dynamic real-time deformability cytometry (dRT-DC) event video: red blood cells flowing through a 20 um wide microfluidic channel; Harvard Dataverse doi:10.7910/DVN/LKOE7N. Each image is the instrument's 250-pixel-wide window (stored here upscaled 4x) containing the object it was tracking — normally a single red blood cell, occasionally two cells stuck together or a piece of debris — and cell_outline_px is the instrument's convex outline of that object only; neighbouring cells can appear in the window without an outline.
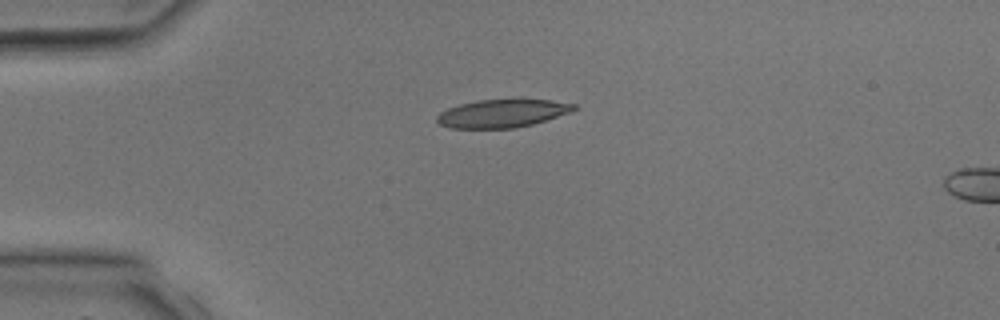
{"species": "common noctule bat (a hibernating species)", "species_latin": "Nyctalus noctula", "temperature_condition": "room temperature", "stored_images_in_passage": 2, "camera_frame_rate_fps": 3000, "um_per_image_px": 0.085, "animal": {"sex": "male", "body_mass_g": 17.9, "forearm_length_mm": 54.2}, "frame": {"image": 1, "passage_image": 1, "time_ms": 0.0, "image_size_px": [1000, 320], "cell_outline_px": [[580, 108], [572, 112], [532, 124], [516, 128], [448, 128], [440, 124], [436, 120], [436, 116], [440, 112], [448, 108], [460, 104], [480, 100], [552, 100], [576, 104]], "centroid_in_image_um": [42.72, 9.64], "position_along_channel_um": 42.3, "area_um2": 22.37}}